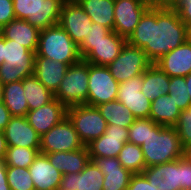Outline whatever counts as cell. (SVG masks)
Segmentation results:
<instances>
[{"label": "cell", "mask_w": 191, "mask_h": 190, "mask_svg": "<svg viewBox=\"0 0 191 190\" xmlns=\"http://www.w3.org/2000/svg\"><path fill=\"white\" fill-rule=\"evenodd\" d=\"M189 38V28L174 7L151 5L126 41L143 49L149 61L155 64Z\"/></svg>", "instance_id": "obj_1"}, {"label": "cell", "mask_w": 191, "mask_h": 190, "mask_svg": "<svg viewBox=\"0 0 191 190\" xmlns=\"http://www.w3.org/2000/svg\"><path fill=\"white\" fill-rule=\"evenodd\" d=\"M140 147L146 168L175 161L185 156V149L176 129L156 124L150 118H148V137Z\"/></svg>", "instance_id": "obj_2"}, {"label": "cell", "mask_w": 191, "mask_h": 190, "mask_svg": "<svg viewBox=\"0 0 191 190\" xmlns=\"http://www.w3.org/2000/svg\"><path fill=\"white\" fill-rule=\"evenodd\" d=\"M35 57H45L69 66L81 60L78 45L59 24L40 31Z\"/></svg>", "instance_id": "obj_3"}, {"label": "cell", "mask_w": 191, "mask_h": 190, "mask_svg": "<svg viewBox=\"0 0 191 190\" xmlns=\"http://www.w3.org/2000/svg\"><path fill=\"white\" fill-rule=\"evenodd\" d=\"M36 53L3 37L4 63L0 66V83L2 85L21 81L34 75Z\"/></svg>", "instance_id": "obj_4"}, {"label": "cell", "mask_w": 191, "mask_h": 190, "mask_svg": "<svg viewBox=\"0 0 191 190\" xmlns=\"http://www.w3.org/2000/svg\"><path fill=\"white\" fill-rule=\"evenodd\" d=\"M89 63L81 59L70 65L62 79L57 92L54 94L66 108L87 104Z\"/></svg>", "instance_id": "obj_5"}, {"label": "cell", "mask_w": 191, "mask_h": 190, "mask_svg": "<svg viewBox=\"0 0 191 190\" xmlns=\"http://www.w3.org/2000/svg\"><path fill=\"white\" fill-rule=\"evenodd\" d=\"M64 0H13L16 19L26 20L38 29L58 24Z\"/></svg>", "instance_id": "obj_6"}, {"label": "cell", "mask_w": 191, "mask_h": 190, "mask_svg": "<svg viewBox=\"0 0 191 190\" xmlns=\"http://www.w3.org/2000/svg\"><path fill=\"white\" fill-rule=\"evenodd\" d=\"M67 117L84 146L103 135L107 127L106 120L96 106L82 104L68 107Z\"/></svg>", "instance_id": "obj_7"}, {"label": "cell", "mask_w": 191, "mask_h": 190, "mask_svg": "<svg viewBox=\"0 0 191 190\" xmlns=\"http://www.w3.org/2000/svg\"><path fill=\"white\" fill-rule=\"evenodd\" d=\"M151 65L143 49L126 42L120 54L107 65V68L120 84L143 74Z\"/></svg>", "instance_id": "obj_8"}, {"label": "cell", "mask_w": 191, "mask_h": 190, "mask_svg": "<svg viewBox=\"0 0 191 190\" xmlns=\"http://www.w3.org/2000/svg\"><path fill=\"white\" fill-rule=\"evenodd\" d=\"M119 83L107 66L89 63L87 105L98 106L117 99Z\"/></svg>", "instance_id": "obj_9"}, {"label": "cell", "mask_w": 191, "mask_h": 190, "mask_svg": "<svg viewBox=\"0 0 191 190\" xmlns=\"http://www.w3.org/2000/svg\"><path fill=\"white\" fill-rule=\"evenodd\" d=\"M126 42V38L112 30L99 42H82L78 49L84 61L107 66L120 54Z\"/></svg>", "instance_id": "obj_10"}, {"label": "cell", "mask_w": 191, "mask_h": 190, "mask_svg": "<svg viewBox=\"0 0 191 190\" xmlns=\"http://www.w3.org/2000/svg\"><path fill=\"white\" fill-rule=\"evenodd\" d=\"M83 147L84 144L67 116L40 138V153L69 152Z\"/></svg>", "instance_id": "obj_11"}, {"label": "cell", "mask_w": 191, "mask_h": 190, "mask_svg": "<svg viewBox=\"0 0 191 190\" xmlns=\"http://www.w3.org/2000/svg\"><path fill=\"white\" fill-rule=\"evenodd\" d=\"M151 5L147 0H115L113 30L127 39Z\"/></svg>", "instance_id": "obj_12"}, {"label": "cell", "mask_w": 191, "mask_h": 190, "mask_svg": "<svg viewBox=\"0 0 191 190\" xmlns=\"http://www.w3.org/2000/svg\"><path fill=\"white\" fill-rule=\"evenodd\" d=\"M92 21L78 2H64L58 24L79 46L91 28Z\"/></svg>", "instance_id": "obj_13"}, {"label": "cell", "mask_w": 191, "mask_h": 190, "mask_svg": "<svg viewBox=\"0 0 191 190\" xmlns=\"http://www.w3.org/2000/svg\"><path fill=\"white\" fill-rule=\"evenodd\" d=\"M143 74L119 84L117 100L126 106L136 118H149L151 101L144 96Z\"/></svg>", "instance_id": "obj_14"}, {"label": "cell", "mask_w": 191, "mask_h": 190, "mask_svg": "<svg viewBox=\"0 0 191 190\" xmlns=\"http://www.w3.org/2000/svg\"><path fill=\"white\" fill-rule=\"evenodd\" d=\"M128 142V128L107 125L103 135L87 145L90 158L117 157Z\"/></svg>", "instance_id": "obj_15"}, {"label": "cell", "mask_w": 191, "mask_h": 190, "mask_svg": "<svg viewBox=\"0 0 191 190\" xmlns=\"http://www.w3.org/2000/svg\"><path fill=\"white\" fill-rule=\"evenodd\" d=\"M141 174L156 190H181V158L147 167Z\"/></svg>", "instance_id": "obj_16"}, {"label": "cell", "mask_w": 191, "mask_h": 190, "mask_svg": "<svg viewBox=\"0 0 191 190\" xmlns=\"http://www.w3.org/2000/svg\"><path fill=\"white\" fill-rule=\"evenodd\" d=\"M66 116L67 108L54 98L44 106L28 111L25 117L36 132L42 136L59 124Z\"/></svg>", "instance_id": "obj_17"}, {"label": "cell", "mask_w": 191, "mask_h": 190, "mask_svg": "<svg viewBox=\"0 0 191 190\" xmlns=\"http://www.w3.org/2000/svg\"><path fill=\"white\" fill-rule=\"evenodd\" d=\"M3 132L8 147L40 148L41 136L25 116H12Z\"/></svg>", "instance_id": "obj_18"}, {"label": "cell", "mask_w": 191, "mask_h": 190, "mask_svg": "<svg viewBox=\"0 0 191 190\" xmlns=\"http://www.w3.org/2000/svg\"><path fill=\"white\" fill-rule=\"evenodd\" d=\"M90 159L104 174L102 190L127 189L133 174L120 164L117 157Z\"/></svg>", "instance_id": "obj_19"}, {"label": "cell", "mask_w": 191, "mask_h": 190, "mask_svg": "<svg viewBox=\"0 0 191 190\" xmlns=\"http://www.w3.org/2000/svg\"><path fill=\"white\" fill-rule=\"evenodd\" d=\"M35 190H57L63 174L55 169L46 154L38 153L28 168Z\"/></svg>", "instance_id": "obj_20"}, {"label": "cell", "mask_w": 191, "mask_h": 190, "mask_svg": "<svg viewBox=\"0 0 191 190\" xmlns=\"http://www.w3.org/2000/svg\"><path fill=\"white\" fill-rule=\"evenodd\" d=\"M169 77H186L191 73V38L165 54L155 63Z\"/></svg>", "instance_id": "obj_21"}, {"label": "cell", "mask_w": 191, "mask_h": 190, "mask_svg": "<svg viewBox=\"0 0 191 190\" xmlns=\"http://www.w3.org/2000/svg\"><path fill=\"white\" fill-rule=\"evenodd\" d=\"M103 172L90 160L80 173L63 175L58 189L102 190Z\"/></svg>", "instance_id": "obj_22"}, {"label": "cell", "mask_w": 191, "mask_h": 190, "mask_svg": "<svg viewBox=\"0 0 191 190\" xmlns=\"http://www.w3.org/2000/svg\"><path fill=\"white\" fill-rule=\"evenodd\" d=\"M40 31L26 20L14 19L0 29V34L36 53Z\"/></svg>", "instance_id": "obj_23"}, {"label": "cell", "mask_w": 191, "mask_h": 190, "mask_svg": "<svg viewBox=\"0 0 191 190\" xmlns=\"http://www.w3.org/2000/svg\"><path fill=\"white\" fill-rule=\"evenodd\" d=\"M69 65L48 59L45 57H35L34 76L45 85V87L55 94Z\"/></svg>", "instance_id": "obj_24"}, {"label": "cell", "mask_w": 191, "mask_h": 190, "mask_svg": "<svg viewBox=\"0 0 191 190\" xmlns=\"http://www.w3.org/2000/svg\"><path fill=\"white\" fill-rule=\"evenodd\" d=\"M46 154L53 167L63 175L80 173L89 163L90 155L87 146L69 152H54Z\"/></svg>", "instance_id": "obj_25"}, {"label": "cell", "mask_w": 191, "mask_h": 190, "mask_svg": "<svg viewBox=\"0 0 191 190\" xmlns=\"http://www.w3.org/2000/svg\"><path fill=\"white\" fill-rule=\"evenodd\" d=\"M180 113L181 110L173 101L172 96L164 94L151 102L149 118L156 124L174 127Z\"/></svg>", "instance_id": "obj_26"}, {"label": "cell", "mask_w": 191, "mask_h": 190, "mask_svg": "<svg viewBox=\"0 0 191 190\" xmlns=\"http://www.w3.org/2000/svg\"><path fill=\"white\" fill-rule=\"evenodd\" d=\"M169 85L170 77L156 64H152L144 71L141 91L151 102L159 96L168 94Z\"/></svg>", "instance_id": "obj_27"}, {"label": "cell", "mask_w": 191, "mask_h": 190, "mask_svg": "<svg viewBox=\"0 0 191 190\" xmlns=\"http://www.w3.org/2000/svg\"><path fill=\"white\" fill-rule=\"evenodd\" d=\"M77 2L92 22L113 30L115 0H78Z\"/></svg>", "instance_id": "obj_28"}, {"label": "cell", "mask_w": 191, "mask_h": 190, "mask_svg": "<svg viewBox=\"0 0 191 190\" xmlns=\"http://www.w3.org/2000/svg\"><path fill=\"white\" fill-rule=\"evenodd\" d=\"M2 102L11 116H26L29 108L24 95L23 80L2 85Z\"/></svg>", "instance_id": "obj_29"}, {"label": "cell", "mask_w": 191, "mask_h": 190, "mask_svg": "<svg viewBox=\"0 0 191 190\" xmlns=\"http://www.w3.org/2000/svg\"><path fill=\"white\" fill-rule=\"evenodd\" d=\"M23 88L29 111L38 109L54 99V94L34 75L23 79Z\"/></svg>", "instance_id": "obj_30"}, {"label": "cell", "mask_w": 191, "mask_h": 190, "mask_svg": "<svg viewBox=\"0 0 191 190\" xmlns=\"http://www.w3.org/2000/svg\"><path fill=\"white\" fill-rule=\"evenodd\" d=\"M107 125H119L123 128H129L136 117L131 111L117 99L97 106Z\"/></svg>", "instance_id": "obj_31"}, {"label": "cell", "mask_w": 191, "mask_h": 190, "mask_svg": "<svg viewBox=\"0 0 191 190\" xmlns=\"http://www.w3.org/2000/svg\"><path fill=\"white\" fill-rule=\"evenodd\" d=\"M120 164L132 174H141L146 168L142 149L139 145L126 142L117 156Z\"/></svg>", "instance_id": "obj_32"}, {"label": "cell", "mask_w": 191, "mask_h": 190, "mask_svg": "<svg viewBox=\"0 0 191 190\" xmlns=\"http://www.w3.org/2000/svg\"><path fill=\"white\" fill-rule=\"evenodd\" d=\"M40 148L8 147L4 163L6 166L29 168Z\"/></svg>", "instance_id": "obj_33"}, {"label": "cell", "mask_w": 191, "mask_h": 190, "mask_svg": "<svg viewBox=\"0 0 191 190\" xmlns=\"http://www.w3.org/2000/svg\"><path fill=\"white\" fill-rule=\"evenodd\" d=\"M6 174L11 190H35L28 168L7 166Z\"/></svg>", "instance_id": "obj_34"}, {"label": "cell", "mask_w": 191, "mask_h": 190, "mask_svg": "<svg viewBox=\"0 0 191 190\" xmlns=\"http://www.w3.org/2000/svg\"><path fill=\"white\" fill-rule=\"evenodd\" d=\"M168 94L172 96L173 101L181 111L191 107V99L187 91L185 77H170Z\"/></svg>", "instance_id": "obj_35"}, {"label": "cell", "mask_w": 191, "mask_h": 190, "mask_svg": "<svg viewBox=\"0 0 191 190\" xmlns=\"http://www.w3.org/2000/svg\"><path fill=\"white\" fill-rule=\"evenodd\" d=\"M184 149L191 146V107L181 111L174 125Z\"/></svg>", "instance_id": "obj_36"}, {"label": "cell", "mask_w": 191, "mask_h": 190, "mask_svg": "<svg viewBox=\"0 0 191 190\" xmlns=\"http://www.w3.org/2000/svg\"><path fill=\"white\" fill-rule=\"evenodd\" d=\"M148 137V118H136L128 128V142L141 146Z\"/></svg>", "instance_id": "obj_37"}, {"label": "cell", "mask_w": 191, "mask_h": 190, "mask_svg": "<svg viewBox=\"0 0 191 190\" xmlns=\"http://www.w3.org/2000/svg\"><path fill=\"white\" fill-rule=\"evenodd\" d=\"M14 19L13 0H0V29Z\"/></svg>", "instance_id": "obj_38"}, {"label": "cell", "mask_w": 191, "mask_h": 190, "mask_svg": "<svg viewBox=\"0 0 191 190\" xmlns=\"http://www.w3.org/2000/svg\"><path fill=\"white\" fill-rule=\"evenodd\" d=\"M110 32H111L110 29L93 22L88 32V35H86L83 42H99Z\"/></svg>", "instance_id": "obj_39"}, {"label": "cell", "mask_w": 191, "mask_h": 190, "mask_svg": "<svg viewBox=\"0 0 191 190\" xmlns=\"http://www.w3.org/2000/svg\"><path fill=\"white\" fill-rule=\"evenodd\" d=\"M181 190H191V161L186 156L181 158Z\"/></svg>", "instance_id": "obj_40"}, {"label": "cell", "mask_w": 191, "mask_h": 190, "mask_svg": "<svg viewBox=\"0 0 191 190\" xmlns=\"http://www.w3.org/2000/svg\"><path fill=\"white\" fill-rule=\"evenodd\" d=\"M180 20L190 29L191 28V0H181L174 7Z\"/></svg>", "instance_id": "obj_41"}, {"label": "cell", "mask_w": 191, "mask_h": 190, "mask_svg": "<svg viewBox=\"0 0 191 190\" xmlns=\"http://www.w3.org/2000/svg\"><path fill=\"white\" fill-rule=\"evenodd\" d=\"M126 190H156L142 174H133Z\"/></svg>", "instance_id": "obj_42"}, {"label": "cell", "mask_w": 191, "mask_h": 190, "mask_svg": "<svg viewBox=\"0 0 191 190\" xmlns=\"http://www.w3.org/2000/svg\"><path fill=\"white\" fill-rule=\"evenodd\" d=\"M10 111L4 105L3 102L0 103V131H4L5 127L10 121L11 118Z\"/></svg>", "instance_id": "obj_43"}, {"label": "cell", "mask_w": 191, "mask_h": 190, "mask_svg": "<svg viewBox=\"0 0 191 190\" xmlns=\"http://www.w3.org/2000/svg\"><path fill=\"white\" fill-rule=\"evenodd\" d=\"M7 166L4 163V160H0V190H11L7 182L6 174Z\"/></svg>", "instance_id": "obj_44"}, {"label": "cell", "mask_w": 191, "mask_h": 190, "mask_svg": "<svg viewBox=\"0 0 191 190\" xmlns=\"http://www.w3.org/2000/svg\"><path fill=\"white\" fill-rule=\"evenodd\" d=\"M181 0H152V5L159 7H175Z\"/></svg>", "instance_id": "obj_45"}, {"label": "cell", "mask_w": 191, "mask_h": 190, "mask_svg": "<svg viewBox=\"0 0 191 190\" xmlns=\"http://www.w3.org/2000/svg\"><path fill=\"white\" fill-rule=\"evenodd\" d=\"M7 142L3 131H0V160H4L7 151Z\"/></svg>", "instance_id": "obj_46"}, {"label": "cell", "mask_w": 191, "mask_h": 190, "mask_svg": "<svg viewBox=\"0 0 191 190\" xmlns=\"http://www.w3.org/2000/svg\"><path fill=\"white\" fill-rule=\"evenodd\" d=\"M187 91L191 99V73L185 77Z\"/></svg>", "instance_id": "obj_47"}, {"label": "cell", "mask_w": 191, "mask_h": 190, "mask_svg": "<svg viewBox=\"0 0 191 190\" xmlns=\"http://www.w3.org/2000/svg\"><path fill=\"white\" fill-rule=\"evenodd\" d=\"M4 63L3 57V36L0 34V66Z\"/></svg>", "instance_id": "obj_48"}, {"label": "cell", "mask_w": 191, "mask_h": 190, "mask_svg": "<svg viewBox=\"0 0 191 190\" xmlns=\"http://www.w3.org/2000/svg\"><path fill=\"white\" fill-rule=\"evenodd\" d=\"M185 156L191 161V146L185 149Z\"/></svg>", "instance_id": "obj_49"}, {"label": "cell", "mask_w": 191, "mask_h": 190, "mask_svg": "<svg viewBox=\"0 0 191 190\" xmlns=\"http://www.w3.org/2000/svg\"><path fill=\"white\" fill-rule=\"evenodd\" d=\"M2 102V84L0 83V103Z\"/></svg>", "instance_id": "obj_50"}, {"label": "cell", "mask_w": 191, "mask_h": 190, "mask_svg": "<svg viewBox=\"0 0 191 190\" xmlns=\"http://www.w3.org/2000/svg\"><path fill=\"white\" fill-rule=\"evenodd\" d=\"M78 0H64V2H77Z\"/></svg>", "instance_id": "obj_51"}, {"label": "cell", "mask_w": 191, "mask_h": 190, "mask_svg": "<svg viewBox=\"0 0 191 190\" xmlns=\"http://www.w3.org/2000/svg\"><path fill=\"white\" fill-rule=\"evenodd\" d=\"M189 35H190V38H191V28L189 29Z\"/></svg>", "instance_id": "obj_52"}]
</instances>
